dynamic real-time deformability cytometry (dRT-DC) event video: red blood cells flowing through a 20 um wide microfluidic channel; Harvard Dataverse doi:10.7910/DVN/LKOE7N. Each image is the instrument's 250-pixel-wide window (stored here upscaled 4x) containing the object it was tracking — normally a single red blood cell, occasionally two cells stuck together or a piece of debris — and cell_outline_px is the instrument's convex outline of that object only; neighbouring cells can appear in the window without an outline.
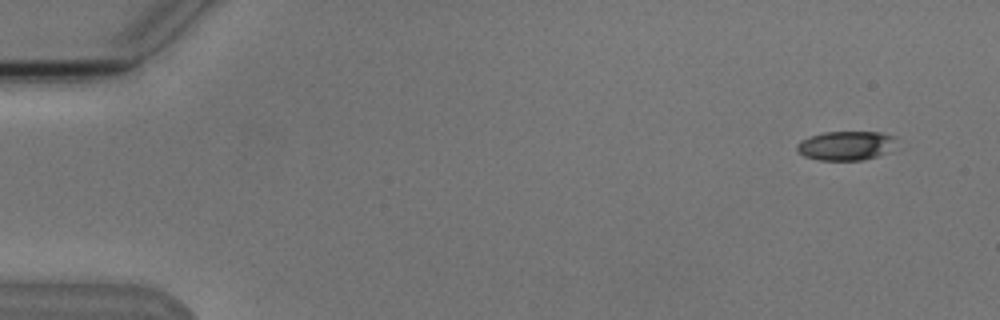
{"species": "Egyptian fruit bat (a non-hibernating species)", "species_latin": "Rousettus aegyptiacus", "temperature_condition": "cold", "stored_images_in_passage": 5, "camera_frame_rate_fps": 3000, "um_per_image_px": 0.085, "animal": {"sex": "male"}, "frame": {"image": 1, "passage_image": 1, "time_ms": 0.0, "image_size_px": [1000, 320], "cell_outline_px": [[896, 136], [888, 152], [864, 160], [820, 160], [804, 156], [796, 148], [796, 144], [800, 140], [824, 132], [880, 132]], "centroid_in_image_um": [71.88, 12.38], "position_along_channel_um": 13.1, "area_um2": 16.7}}